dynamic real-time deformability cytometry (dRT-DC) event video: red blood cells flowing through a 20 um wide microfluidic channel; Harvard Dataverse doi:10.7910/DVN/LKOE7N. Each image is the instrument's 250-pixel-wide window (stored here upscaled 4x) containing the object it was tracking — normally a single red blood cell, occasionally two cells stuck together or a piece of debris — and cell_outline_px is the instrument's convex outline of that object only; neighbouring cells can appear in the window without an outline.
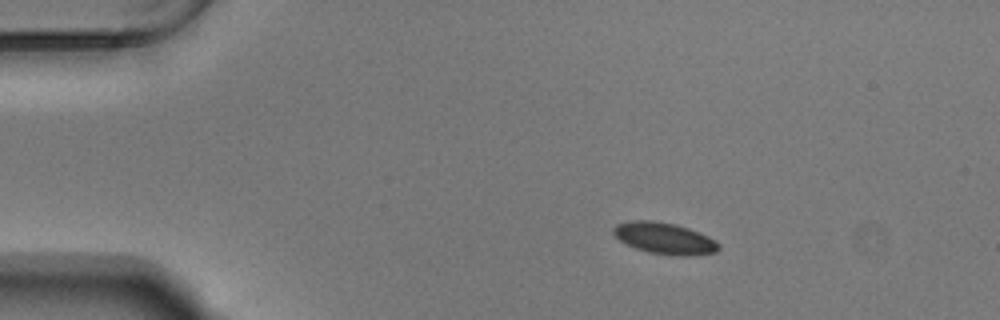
{"species": "Egyptian fruit bat (a non-hibernating species)", "species_latin": "Rousettus aegyptiacus", "temperature_condition": "warm", "stored_images_in_passage": 46, "camera_frame_rate_fps": 3000, "um_per_image_px": 0.085, "animal": {"sex": "male"}, "frame": {"image": 1, "passage_image": 1, "time_ms": 0.0, "image_size_px": [1000, 320], "cell_outline_px": [[720, 248], [716, 252], [688, 256], [680, 256], [648, 252], [636, 248], [620, 240], [612, 232], [612, 228], [616, 224], [632, 220], [652, 220], [676, 224], [688, 228], [708, 236], [716, 240], [720, 244]], "centroid_in_image_um": [56.5, 20.25], "position_along_channel_um": 28.5, "area_um2": 19.31}}
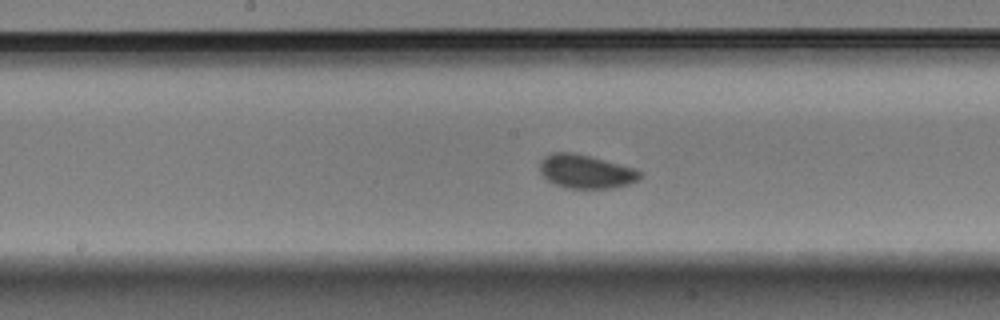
{"frame": {"image": 2, "passage_image": 20, "time_ms": 6.333, "image_size_px": [1000, 320], "cell_outline_px": [[640, 176], [636, 180], [628, 184], [612, 188], [564, 188], [548, 180], [540, 172], [540, 160], [544, 156], [552, 152], [576, 152], [592, 156], [636, 168], [640, 172]], "centroid_in_image_um": [49.77, 14.56], "position_along_channel_um": 198.4, "area_um2": 19.77}}
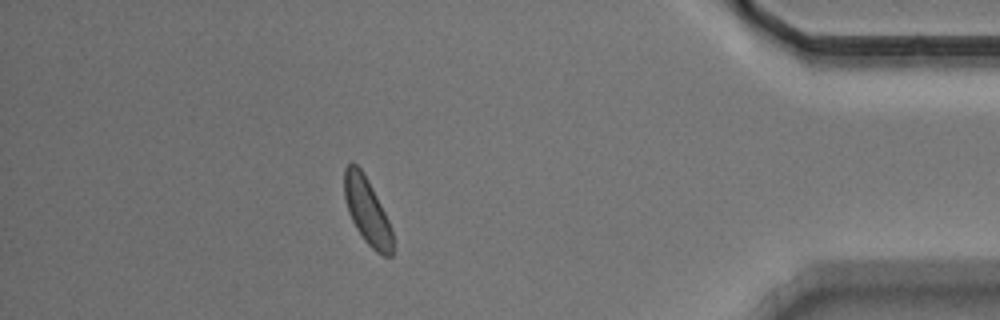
{"frame": {"image": 3, "passage_image": 40, "time_ms": 13.0, "image_size_px": [1000, 320], "cell_outline_px": [[392, 256], [384, 256], [376, 252], [364, 240], [356, 228], [348, 212], [344, 196], [344, 168], [348, 164], [356, 164], [360, 168], [372, 188], [392, 228]], "centroid_in_image_um": [31.19, 17.95], "position_along_channel_um": 404.0, "area_um2": 18.38}, "authors_computed_cell_mechanics": {"area_um2": 18.9873, "velocity_mm_per_s": 3.6913, "shape_relaxation_time_tau1_ms": 2.9117, "shape_relaxation_time_tau2_ms": 3.2653, "deformation_change_tau1": 0.099, "deformation_change_tau2": 0.0777}}